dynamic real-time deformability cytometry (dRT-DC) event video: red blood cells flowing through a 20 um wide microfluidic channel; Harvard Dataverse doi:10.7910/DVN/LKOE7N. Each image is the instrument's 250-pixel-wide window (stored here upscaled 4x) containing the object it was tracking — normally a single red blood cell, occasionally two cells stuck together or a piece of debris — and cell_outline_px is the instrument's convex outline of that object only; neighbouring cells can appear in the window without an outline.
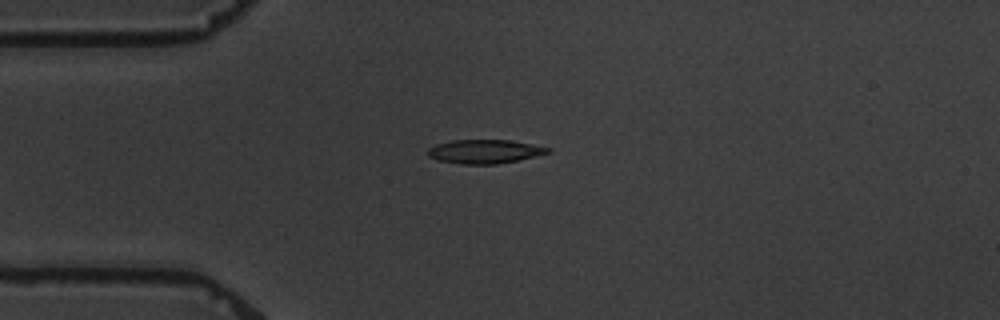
{"species": "common noctule bat (a hibernating species)", "species_latin": "Nyctalus noctula", "temperature_condition": "warm", "stored_images_in_passage": 6, "camera_frame_rate_fps": 3000, "um_per_image_px": 0.085, "animal": {"sex": "male", "body_mass_g": 19.5, "forearm_length_mm": 54.6}, "frame": {"image": 1, "passage_image": 1, "time_ms": 0.0, "image_size_px": [1000, 320], "cell_outline_px": [[552, 152], [516, 160], [496, 164], [460, 164], [440, 160], [428, 156], [428, 148], [436, 144], [452, 140], [508, 140], [552, 148]], "centroid_in_image_um": [41.19, 12.87], "position_along_channel_um": 43.8, "area_um2": 16.47}}
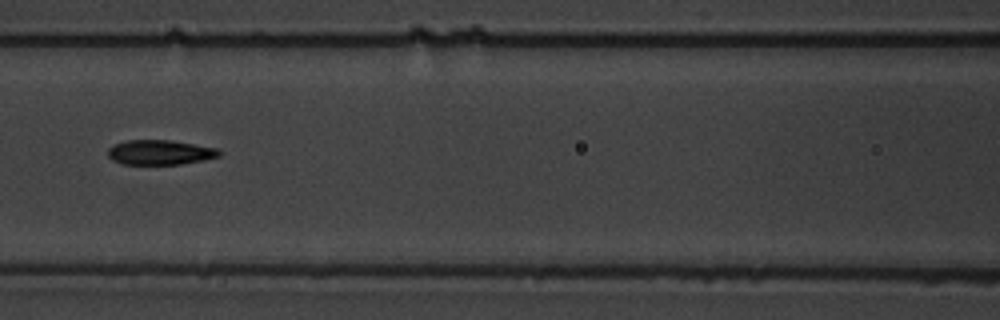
{"frame": {"image": 2, "passage_image": 4, "time_ms": 3.667, "image_size_px": [1000, 320], "cell_outline_px": [[224, 152], [220, 156], [204, 160], [180, 164], [124, 164], [112, 160], [108, 156], [108, 148], [112, 144], [128, 140], [168, 140], [220, 148]], "centroid_in_image_um": [13.63, 12.95], "position_along_channel_um": 153.0, "area_um2": 16.24}}
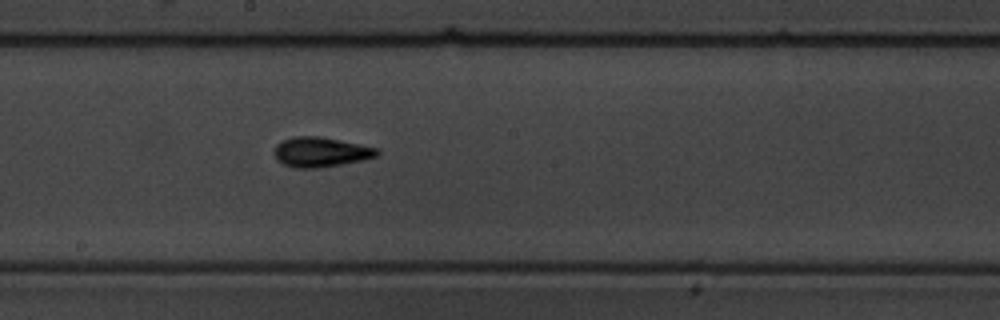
{"frame": {"image": 3, "passage_image": 6, "time_ms": 5.667, "image_size_px": [1000, 320], "cell_outline_px": [[380, 152], [376, 156], [364, 160], [316, 168], [296, 168], [284, 164], [276, 160], [272, 152], [276, 144], [284, 140], [296, 136], [320, 136], [380, 148]], "centroid_in_image_um": [27.25, 12.92], "position_along_channel_um": 220.9, "area_um2": 17.98}}